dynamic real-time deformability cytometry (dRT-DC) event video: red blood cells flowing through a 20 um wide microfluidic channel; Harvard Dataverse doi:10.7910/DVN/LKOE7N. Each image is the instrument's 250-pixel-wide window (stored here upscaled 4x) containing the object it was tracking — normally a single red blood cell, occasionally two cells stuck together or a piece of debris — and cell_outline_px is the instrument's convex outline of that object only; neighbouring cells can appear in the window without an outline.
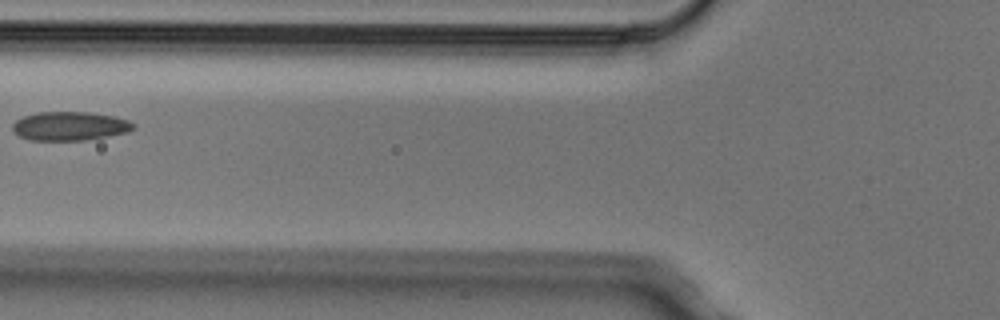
{"species": "Egyptian fruit bat (a non-hibernating species)", "species_latin": "Rousettus aegyptiacus", "temperature_condition": "cold", "stored_images_in_passage": 2, "camera_frame_rate_fps": 3000, "um_per_image_px": 0.085, "animal": {"sex": "male"}, "frame": {"image": 1, "passage_image": 2, "time_ms": 0.333, "image_size_px": [1000, 320], "cell_outline_px": [[136, 128], [128, 132], [108, 136], [84, 140], [32, 140], [20, 136], [12, 128], [12, 124], [16, 120], [24, 116], [36, 112], [88, 112], [112, 116], [128, 120], [136, 124]], "centroid_in_image_um": [5.96, 10.71], "position_along_channel_um": 119.8, "area_um2": 20.23}}